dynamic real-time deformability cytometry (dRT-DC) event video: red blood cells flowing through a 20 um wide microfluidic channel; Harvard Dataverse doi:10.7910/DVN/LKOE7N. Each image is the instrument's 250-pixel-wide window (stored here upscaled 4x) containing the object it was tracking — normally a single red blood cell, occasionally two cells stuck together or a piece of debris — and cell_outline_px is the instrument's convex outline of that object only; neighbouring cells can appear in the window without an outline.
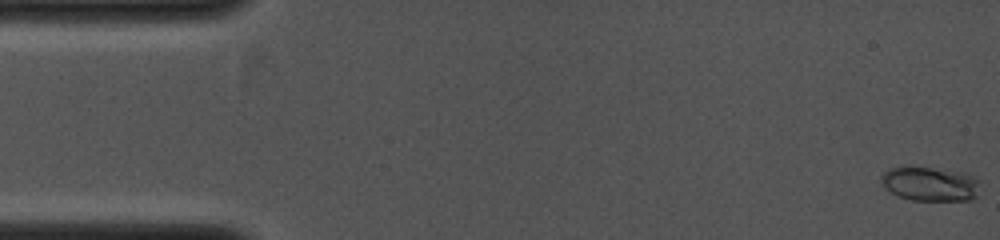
{"species": "common noctule bat (a hibernating species)", "species_latin": "Nyctalus noctula", "temperature_condition": "cold", "stored_images_in_passage": 15, "camera_frame_rate_fps": 4000, "um_per_image_px": 0.085, "animal": {"sex": "female", "body_mass_g": 19.0, "forearm_length_mm": 53.3}, "frame": {"image": 1, "passage_image": 1, "time_ms": 0.0, "image_size_px": [1000, 240], "cell_outline_px": [[980, 180], [976, 196], [972, 200], [912, 200], [900, 196], [892, 192], [880, 180], [880, 176], [884, 172], [892, 168], [908, 164], [964, 172]], "centroid_in_image_um": [79.06, 15.59], "position_along_channel_um": 5.9, "area_um2": 20.0}}
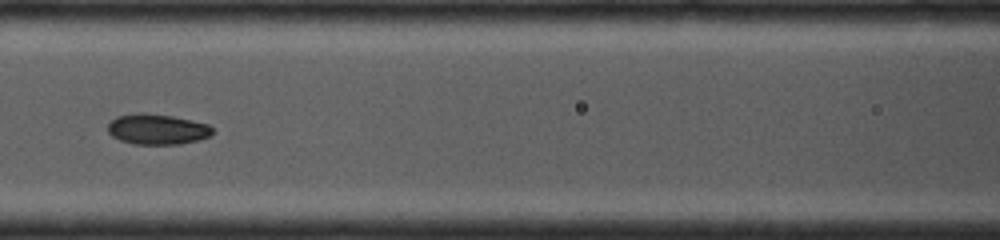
{"frame": {"image": 2, "passage_image": 12, "time_ms": 5.25, "image_size_px": [1000, 240], "cell_outline_px": [[212, 132], [208, 136], [196, 140], [180, 144], [132, 144], [120, 140], [112, 136], [108, 132], [108, 124], [116, 116], [140, 112], [144, 112], [172, 116], [192, 120], [208, 124], [212, 128]], "centroid_in_image_um": [13.32, 10.97], "position_along_channel_um": 153.3, "area_um2": 18.55}}
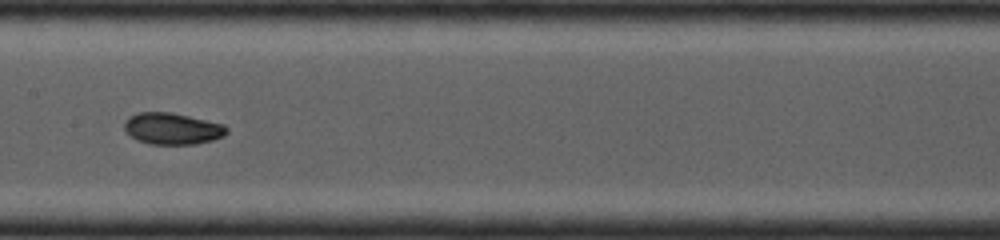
{"frame": {"image": 3, "passage_image": 14, "time_ms": 6.0, "image_size_px": [1000, 240], "cell_outline_px": [[228, 132], [224, 136], [212, 140], [192, 144], [148, 144], [136, 140], [124, 128], [124, 120], [128, 116], [136, 112], [172, 112], [224, 124], [228, 128]], "centroid_in_image_um": [14.63, 10.92], "position_along_channel_um": 192.8, "area_um2": 18.96}}